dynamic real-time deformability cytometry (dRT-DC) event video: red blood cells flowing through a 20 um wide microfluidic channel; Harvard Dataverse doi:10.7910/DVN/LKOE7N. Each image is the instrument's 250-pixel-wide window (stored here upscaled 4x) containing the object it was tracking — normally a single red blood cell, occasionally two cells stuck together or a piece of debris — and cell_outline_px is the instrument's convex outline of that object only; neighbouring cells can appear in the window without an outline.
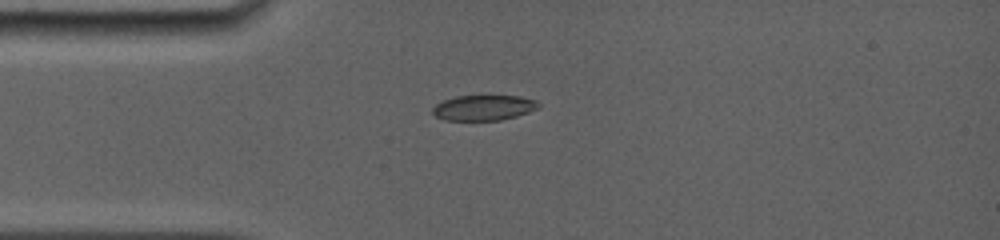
{"species": "common noctule bat (a hibernating species)", "species_latin": "Nyctalus noctula", "temperature_condition": "room temperature", "stored_images_in_passage": 18, "camera_frame_rate_fps": 5000, "um_per_image_px": 0.085, "animal": {"sex": "female", "body_mass_g": 19.0, "forearm_length_mm": 56.7}, "frame": {"image": 1, "passage_image": 1, "time_ms": 0.0, "image_size_px": [1000, 240], "cell_outline_px": [[540, 108], [516, 116], [500, 120], [444, 120], [436, 116], [432, 112], [432, 108], [436, 104], [444, 100], [456, 96], [520, 96], [536, 100], [540, 104]], "centroid_in_image_um": [41.13, 9.15], "position_along_channel_um": 43.9, "area_um2": 15.61}}
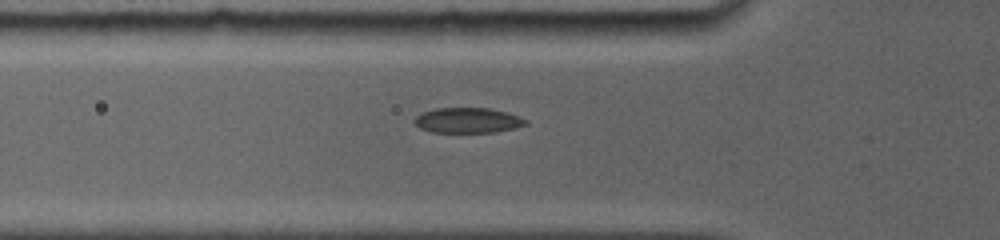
{"frame": {"image": 2, "passage_image": 3, "time_ms": 1.4, "image_size_px": [1000, 240], "cell_outline_px": [[528, 124], [516, 128], [496, 132], [432, 132], [420, 128], [412, 120], [420, 112], [436, 108], [488, 108], [508, 112], [520, 116], [528, 120]], "centroid_in_image_um": [39.78, 10.22], "position_along_channel_um": 86.0, "area_um2": 16.59}}